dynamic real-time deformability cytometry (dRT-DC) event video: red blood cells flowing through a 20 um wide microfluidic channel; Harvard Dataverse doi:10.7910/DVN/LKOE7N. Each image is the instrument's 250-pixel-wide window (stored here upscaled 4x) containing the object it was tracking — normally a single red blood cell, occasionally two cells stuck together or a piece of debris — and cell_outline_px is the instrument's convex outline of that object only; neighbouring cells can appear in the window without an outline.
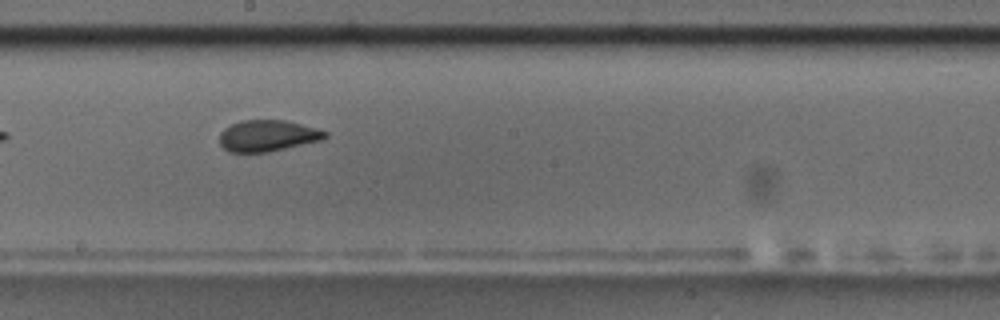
{"species": "common noctule bat (a hibernating species)", "species_latin": "Nyctalus noctula", "temperature_condition": "room temperature", "stored_images_in_passage": 15, "camera_frame_rate_fps": 3000, "um_per_image_px": 0.085, "animal": {"sex": "male", "body_mass_g": 17.5, "forearm_length_mm": 52.3}, "frame": {"image": 1, "passage_image": 9, "time_ms": 2.667, "image_size_px": [1000, 320], "cell_outline_px": [[328, 136], [324, 140], [268, 152], [228, 152], [220, 144], [220, 132], [224, 128], [240, 120], [284, 120], [316, 128], [328, 132]], "centroid_in_image_um": [22.76, 11.54], "position_along_channel_um": 225.4, "area_um2": 19.36}}